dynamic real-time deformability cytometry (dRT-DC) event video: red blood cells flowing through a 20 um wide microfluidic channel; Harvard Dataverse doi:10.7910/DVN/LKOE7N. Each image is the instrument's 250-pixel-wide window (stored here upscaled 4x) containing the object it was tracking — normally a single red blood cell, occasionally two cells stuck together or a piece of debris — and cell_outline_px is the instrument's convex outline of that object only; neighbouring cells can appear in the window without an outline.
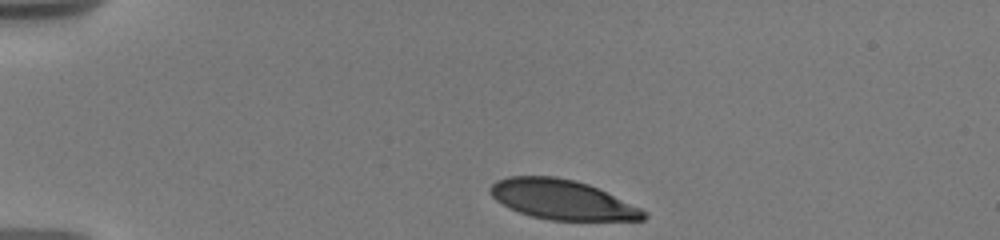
{"species": "human", "species_latin": "Homo sapiens", "temperature_condition": "warm", "stored_images_in_passage": 4, "camera_frame_rate_fps": 3000, "um_per_image_px": 0.085, "donor": {"sex": "male"}, "frame": {"image": 1, "passage_image": 1, "time_ms": 0.0, "image_size_px": [1000, 240], "cell_outline_px": [[648, 216], [644, 220], [548, 220], [532, 216], [508, 208], [496, 200], [488, 192], [488, 188], [496, 180], [508, 176], [556, 176], [576, 180], [588, 184], [640, 208], [648, 212]], "centroid_in_image_um": [47.74, 16.96], "position_along_channel_um": 37.3, "area_um2": 35.49}}
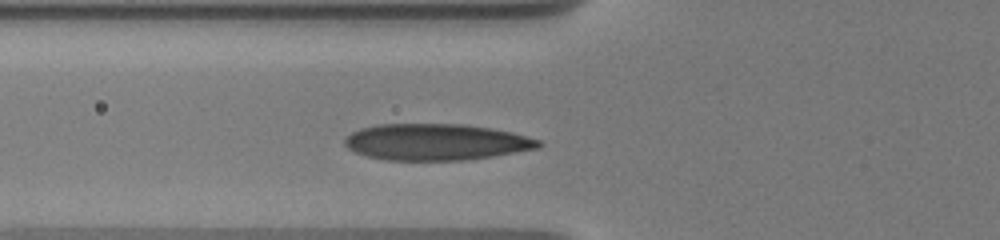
{"frame": {"image": 2, "passage_image": 4, "time_ms": 3.0, "image_size_px": [1000, 240], "cell_outline_px": [[544, 144], [540, 148], [492, 156], [464, 160], [388, 160], [368, 156], [356, 152], [348, 148], [344, 144], [344, 140], [352, 132], [360, 128], [380, 124], [464, 124], [492, 128], [512, 132], [540, 140]], "centroid_in_image_um": [37.1, 12.06], "position_along_channel_um": 88.7, "area_um2": 41.1}}